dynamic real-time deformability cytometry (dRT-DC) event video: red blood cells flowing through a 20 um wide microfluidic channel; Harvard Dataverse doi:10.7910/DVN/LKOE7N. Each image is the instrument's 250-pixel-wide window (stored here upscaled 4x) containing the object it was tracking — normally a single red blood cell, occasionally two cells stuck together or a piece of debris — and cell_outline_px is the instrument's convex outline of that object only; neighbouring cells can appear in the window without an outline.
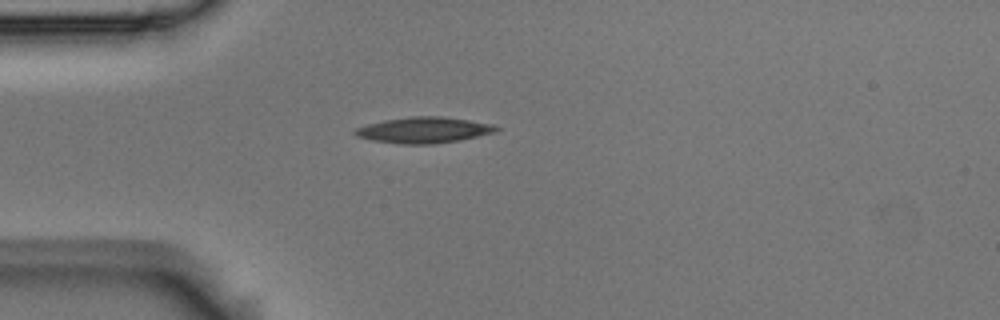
{"species": "Egyptian fruit bat (a non-hibernating species)", "species_latin": "Rousettus aegyptiacus", "temperature_condition": "room temperature", "stored_images_in_passage": 2, "camera_frame_rate_fps": 3000, "um_per_image_px": 0.085, "animal": {"sex": "male"}, "frame": {"image": 1, "passage_image": 1, "time_ms": 0.0, "image_size_px": [1000, 320], "cell_outline_px": [[500, 128], [496, 132], [460, 140], [432, 144], [400, 144], [372, 140], [356, 136], [352, 132], [356, 128], [368, 124], [384, 120], [412, 116], [440, 116], [496, 124]], "centroid_in_image_um": [36.05, 11.05], "position_along_channel_um": 49.0, "area_um2": 21.39}}